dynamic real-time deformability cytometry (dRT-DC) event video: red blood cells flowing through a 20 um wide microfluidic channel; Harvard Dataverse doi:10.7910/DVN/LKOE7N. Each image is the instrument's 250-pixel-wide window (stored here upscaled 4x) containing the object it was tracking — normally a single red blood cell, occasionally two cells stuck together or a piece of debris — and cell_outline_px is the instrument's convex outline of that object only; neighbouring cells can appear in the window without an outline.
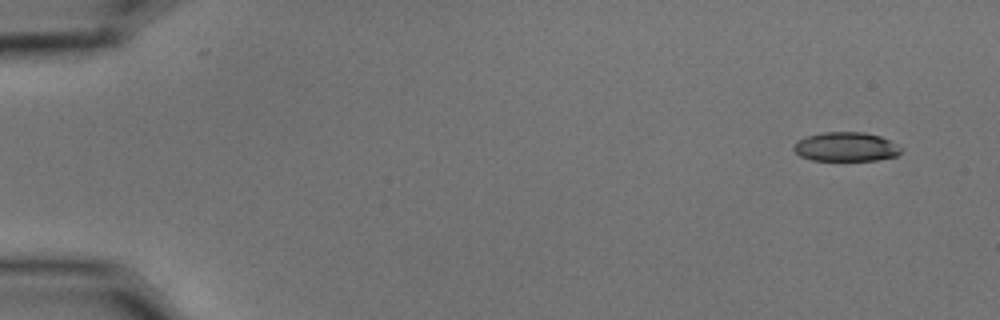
{"species": "common noctule bat (a hibernating species)", "species_latin": "Nyctalus noctula", "temperature_condition": "cold", "stored_images_in_passage": 54, "camera_frame_rate_fps": 3000, "um_per_image_px": 0.085, "animal": {"sex": "male", "body_mass_g": 15.6}, "frame": {"image": 1, "passage_image": 1, "time_ms": 0.0, "image_size_px": [1000, 320], "cell_outline_px": [[900, 152], [896, 156], [876, 160], [812, 160], [800, 156], [792, 148], [796, 140], [808, 136], [824, 132], [864, 132], [880, 136], [888, 140], [900, 148]], "centroid_in_image_um": [71.85, 12.48], "position_along_channel_um": 13.1, "area_um2": 18.03}}
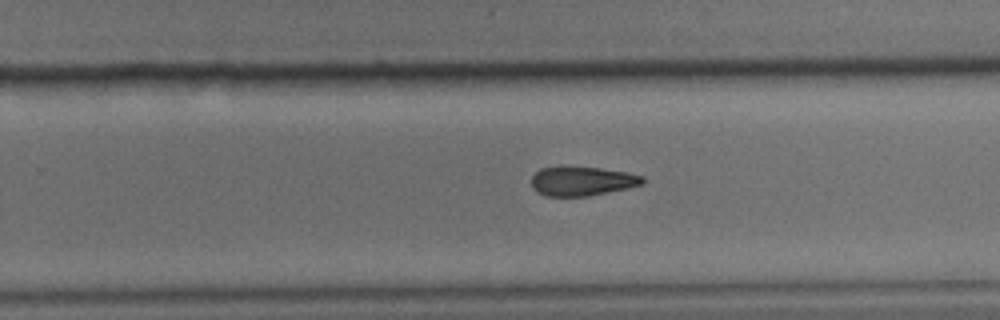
{"frame": {"image": 2, "passage_image": 34, "time_ms": 11.0, "image_size_px": [1000, 320], "cell_outline_px": [[644, 184], [628, 188], [588, 196], [544, 196], [536, 192], [532, 188], [532, 176], [540, 168], [560, 164], [600, 168], [628, 172], [644, 176]], "centroid_in_image_um": [49.44, 15.36], "position_along_channel_um": 280.4, "area_um2": 19.59}}
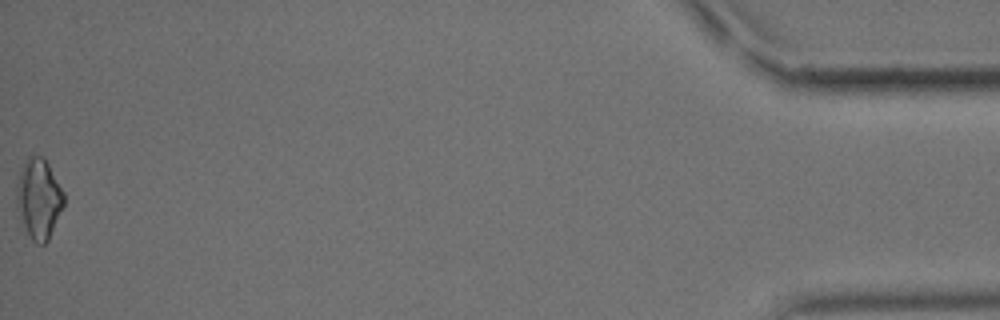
{"frame": {"image": 3, "passage_image": 54, "time_ms": 17.667, "image_size_px": [1000, 320], "cell_outline_px": [[64, 204], [48, 240], [44, 244], [36, 244], [32, 240], [24, 224], [16, 204], [16, 192], [20, 168], [28, 156], [44, 156], [64, 192]], "centroid_in_image_um": [3.3, 16.85], "position_along_channel_um": 431.9, "area_um2": 21.79}, "authors_computed_cell_mechanics": {"area_um2": 19.8832, "velocity_mm_per_s": 3.609, "shape_relaxation_time_tau1_ms": 5.0886, "shape_relaxation_time_tau2_ms": null, "deformation_change_tau1": 0.1437, "deformation_change_tau2": null}}